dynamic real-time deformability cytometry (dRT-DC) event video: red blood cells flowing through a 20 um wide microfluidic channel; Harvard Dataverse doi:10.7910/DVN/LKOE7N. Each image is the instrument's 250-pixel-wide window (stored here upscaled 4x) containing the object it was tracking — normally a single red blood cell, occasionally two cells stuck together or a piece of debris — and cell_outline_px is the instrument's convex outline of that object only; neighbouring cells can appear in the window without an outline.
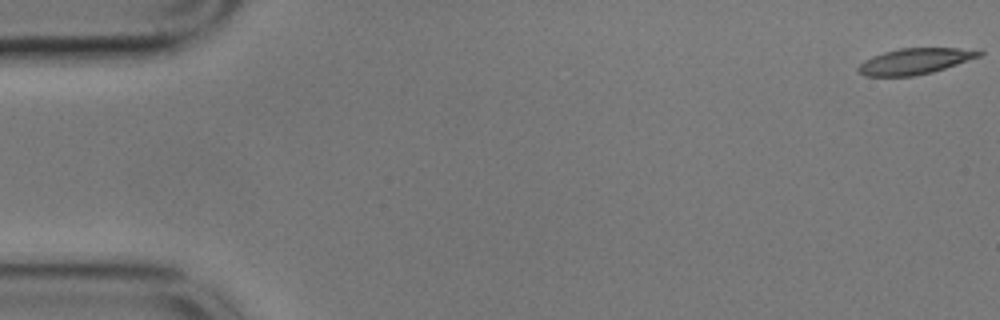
{"species": "common noctule bat (a hibernating species)", "species_latin": "Nyctalus noctula", "temperature_condition": "cold", "stored_images_in_passage": 57, "camera_frame_rate_fps": 3000, "um_per_image_px": 0.085, "animal": {"sex": "male", "body_mass_g": 17.9}, "frame": {"image": 1, "passage_image": 1, "time_ms": 0.0, "image_size_px": [1000, 320], "cell_outline_px": [[984, 52], [980, 56], [932, 72], [912, 76], [864, 76], [856, 68], [864, 60], [872, 56], [884, 52], [900, 48], [980, 48]], "centroid_in_image_um": [77.79, 5.19], "position_along_channel_um": 7.2, "area_um2": 18.26}}
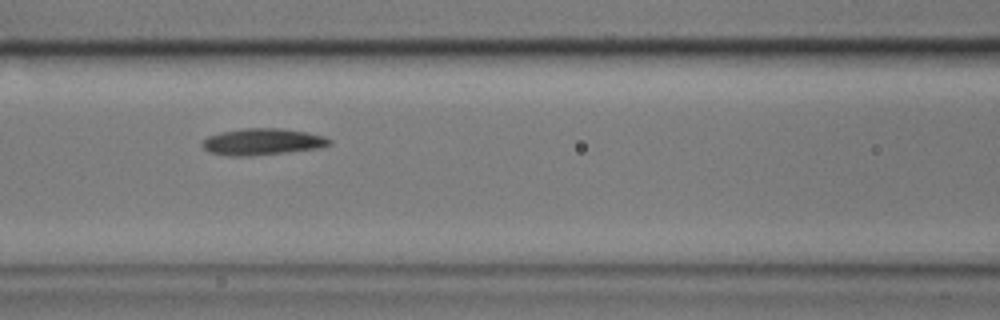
{"frame": {"image": 2, "passage_image": 24, "time_ms": 7.667, "image_size_px": [1000, 320], "cell_outline_px": [[332, 144], [320, 148], [248, 156], [228, 156], [208, 152], [200, 144], [208, 136], [220, 132], [244, 128], [280, 128], [308, 132], [324, 136], [332, 140]], "centroid_in_image_um": [22.3, 12.04], "position_along_channel_um": 144.3, "area_um2": 19.77}}
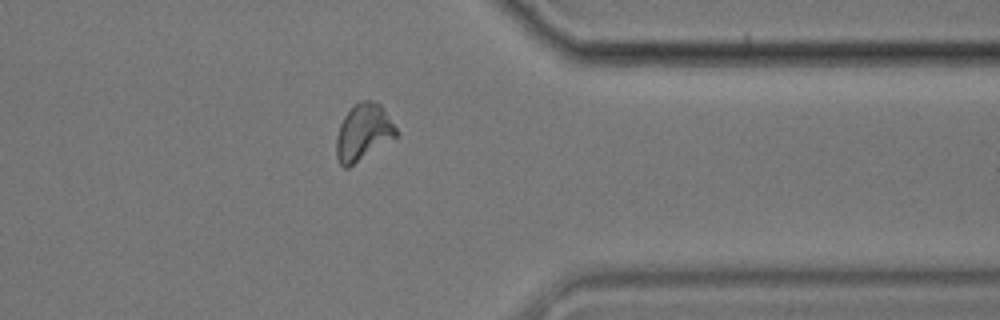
{"frame": {"image": 3, "passage_image": 45, "time_ms": 14.667, "image_size_px": [1000, 320], "cell_outline_px": [[400, 136], [348, 168], [344, 168], [340, 164], [336, 156], [336, 136], [340, 124], [344, 116], [360, 100], [372, 100], [380, 104], [384, 108], [400, 132]], "centroid_in_image_um": [30.93, 11.26], "position_along_channel_um": 380.5, "area_um2": 20.17}, "authors_computed_cell_mechanics": {"area_um2": 19.5364, "velocity_mm_per_s": 3.5239, "shape_relaxation_time_tau1_ms": 4.8936, "shape_relaxation_time_tau2_ms": 7.2886, "deformation_change_tau1": 0.1376, "deformation_change_tau2": 0.1382}}